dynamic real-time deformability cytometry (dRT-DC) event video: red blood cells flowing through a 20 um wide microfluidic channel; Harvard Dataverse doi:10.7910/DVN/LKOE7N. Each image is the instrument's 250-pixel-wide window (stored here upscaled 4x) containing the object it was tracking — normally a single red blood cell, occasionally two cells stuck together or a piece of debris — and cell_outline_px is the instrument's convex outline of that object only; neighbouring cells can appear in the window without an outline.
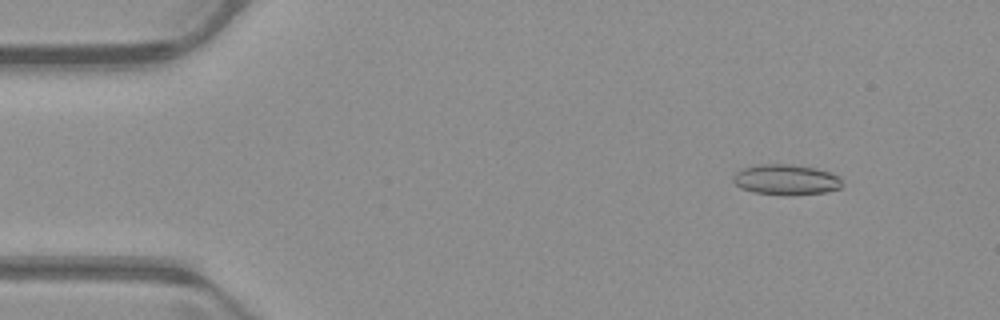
{"species": "common noctule bat (a hibernating species)", "species_latin": "Nyctalus noctula", "temperature_condition": "warm", "stored_images_in_passage": 51, "camera_frame_rate_fps": 3000, "um_per_image_px": 0.085, "animal": {"sex": "male", "body_mass_g": 23.1, "forearm_length_mm": 52.7}, "frame": {"image": 1, "passage_image": 5, "time_ms": 1.333, "image_size_px": [1000, 320], "cell_outline_px": [[844, 184], [840, 188], [824, 192], [792, 196], [788, 196], [752, 192], [740, 188], [732, 180], [732, 176], [736, 172], [744, 168], [756, 164], [792, 164], [816, 168], [840, 176]], "centroid_in_image_um": [66.81, 15.28], "position_along_channel_um": 18.2, "area_um2": 19.71}}
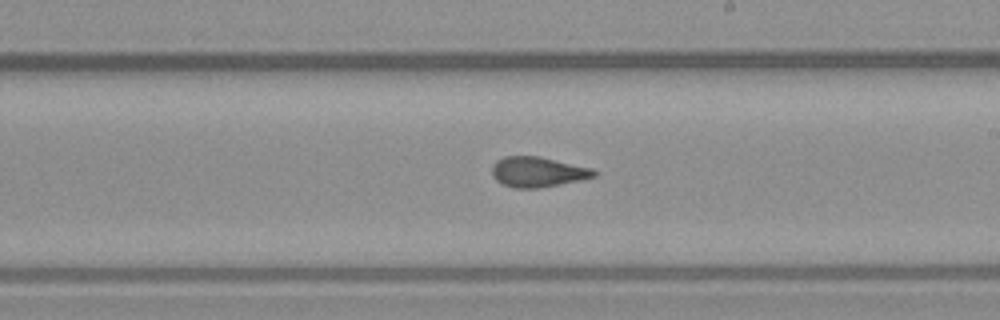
{"frame": {"image": 2, "passage_image": 29, "time_ms": 9.333, "image_size_px": [1000, 320], "cell_outline_px": [[596, 176], [580, 180], [536, 188], [516, 188], [504, 184], [496, 180], [492, 176], [492, 164], [496, 160], [504, 156], [540, 156], [592, 168], [596, 172]], "centroid_in_image_um": [45.68, 14.6], "position_along_channel_um": 243.3, "area_um2": 17.86}}
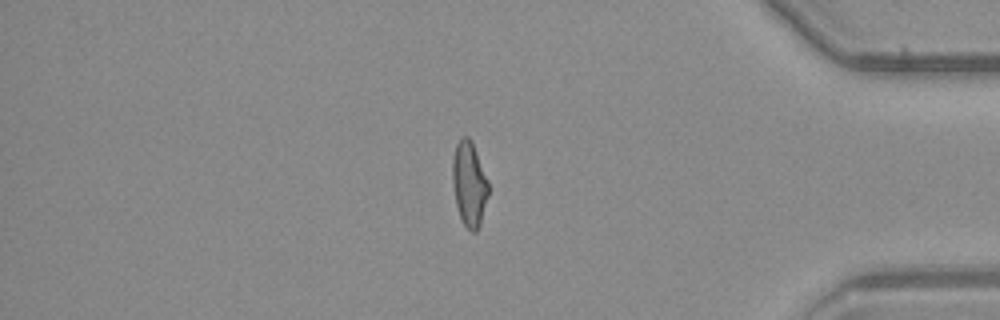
{"frame": {"image": 3, "passage_image": 43, "time_ms": 14.0, "image_size_px": [1000, 320], "cell_outline_px": [[488, 196], [480, 224], [476, 232], [472, 232], [464, 224], [460, 216], [456, 204], [452, 184], [452, 160], [456, 144], [460, 136], [468, 136], [472, 140], [488, 180]], "centroid_in_image_um": [39.88, 15.58], "position_along_channel_um": 395.3, "area_um2": 17.86}, "authors_computed_cell_mechanics": {"area_um2": 18.2648, "velocity_mm_per_s": 3.9775, "shape_relaxation_time_tau1_ms": null, "shape_relaxation_time_tau2_ms": 1.849, "deformation_change_tau1": null, "deformation_change_tau2": 0.0997}}